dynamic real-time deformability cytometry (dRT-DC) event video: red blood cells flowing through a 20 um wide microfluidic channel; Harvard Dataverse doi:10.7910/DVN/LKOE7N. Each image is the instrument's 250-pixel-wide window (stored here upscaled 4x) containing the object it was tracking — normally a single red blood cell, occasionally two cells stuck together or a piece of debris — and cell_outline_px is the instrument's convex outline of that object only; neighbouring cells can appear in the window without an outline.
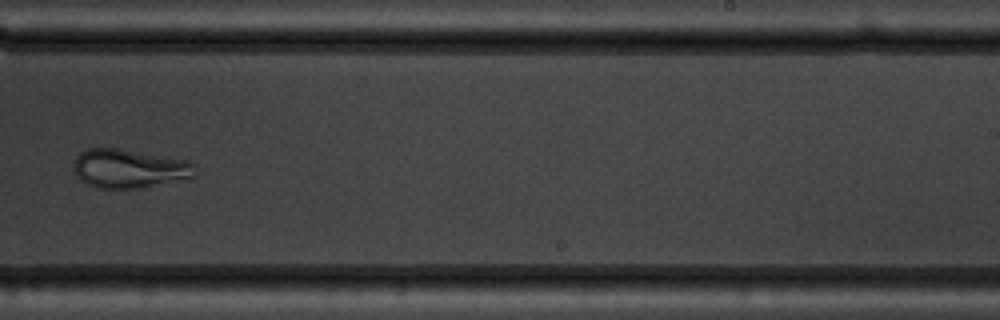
{"species": "common noctule bat (a hibernating species)", "species_latin": "Nyctalus noctula", "temperature_condition": "warm", "stored_images_in_passage": 8, "camera_frame_rate_fps": 3000, "um_per_image_px": 0.085, "animal": {"sex": "male", "body_mass_g": 19.5, "forearm_length_mm": 54.6}, "frame": {"image": 1, "passage_image": 8, "time_ms": 8.0, "image_size_px": [1000, 320], "cell_outline_px": [[196, 164], [192, 176], [188, 180], [136, 188], [96, 188], [80, 180], [76, 176], [72, 168], [72, 164], [76, 156], [80, 152], [88, 148], [116, 148], [188, 160]], "centroid_in_image_um": [10.96, 14.33], "position_along_channel_um": 278.0, "area_um2": 27.74}}